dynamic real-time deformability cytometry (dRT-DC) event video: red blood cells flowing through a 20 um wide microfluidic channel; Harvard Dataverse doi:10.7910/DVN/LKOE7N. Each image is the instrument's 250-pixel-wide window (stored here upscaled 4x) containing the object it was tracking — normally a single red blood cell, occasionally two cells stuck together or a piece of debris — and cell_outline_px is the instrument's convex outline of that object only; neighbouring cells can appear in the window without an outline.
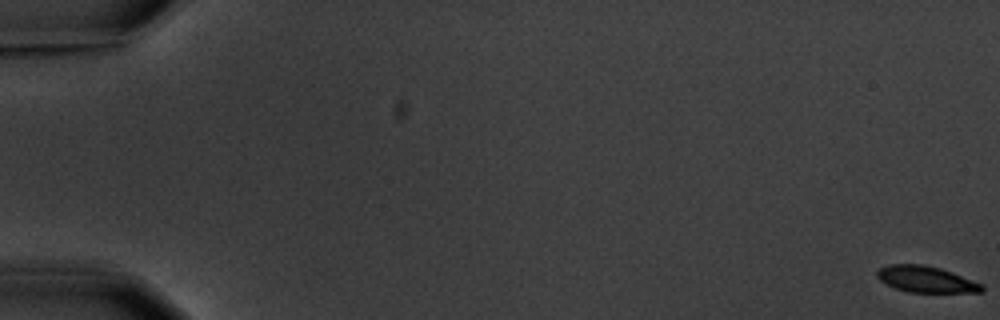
{"species": "common noctule bat (a hibernating species)", "species_latin": "Nyctalus noctula", "temperature_condition": "warm", "stored_images_in_passage": 16, "camera_frame_rate_fps": 3000, "um_per_image_px": 0.085, "animal": {"sex": "male", "body_mass_g": 20.1, "forearm_length_mm": 53.5}, "frame": {"image": 1, "passage_image": 1, "time_ms": 0.0, "image_size_px": [1000, 320], "cell_outline_px": [[984, 292], [908, 292], [896, 288], [880, 280], [876, 276], [876, 272], [880, 268], [888, 264], [924, 264], [940, 268], [952, 272], [984, 284]], "centroid_in_image_um": [78.74, 23.73], "position_along_channel_um": 6.3, "area_um2": 16.07}}
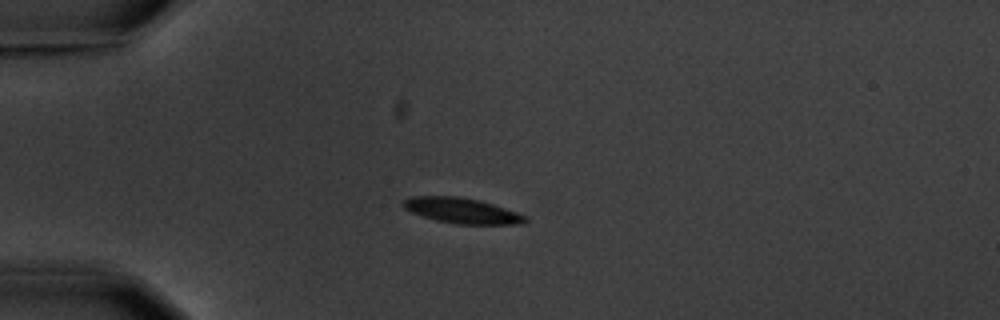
{"frame": {"image": 2, "passage_image": 5, "time_ms": 5.333, "image_size_px": [1000, 320], "cell_outline_px": [[528, 220], [520, 224], [456, 224], [436, 220], [412, 212], [404, 208], [400, 204], [404, 200], [412, 196], [456, 196], [480, 200], [528, 216]], "centroid_in_image_um": [39.26, 17.9], "position_along_channel_um": 45.7, "area_um2": 17.98}}
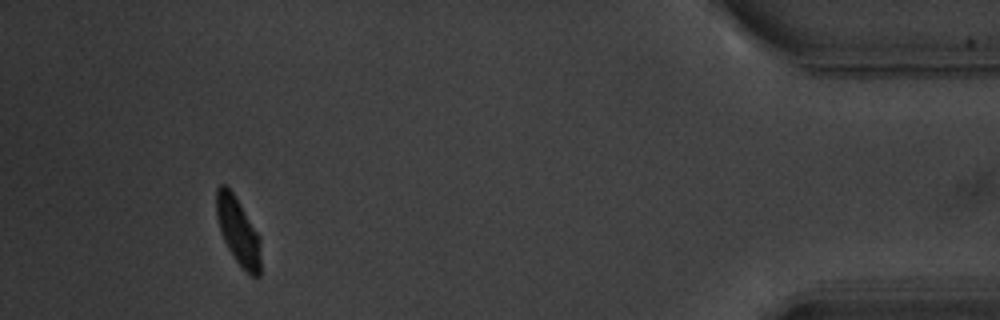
{"frame": {"image": 3, "passage_image": 15, "time_ms": 18.0, "image_size_px": [1000, 320], "cell_outline_px": [[260, 276], [252, 276], [236, 260], [228, 248], [220, 232], [216, 216], [216, 188], [220, 184], [224, 184], [232, 192], [260, 236]], "centroid_in_image_um": [20.22, 19.63], "position_along_channel_um": 415.0, "area_um2": 17.11}, "authors_computed_cell_mechanics": {"area_um2": 18.6116, "velocity_mm_per_s": 3.5596, "shape_relaxation_time_tau1_ms": 2.4282, "shape_relaxation_time_tau2_ms": 4.2768, "deformation_change_tau1": 0.0982, "deformation_change_tau2": 0.061}}